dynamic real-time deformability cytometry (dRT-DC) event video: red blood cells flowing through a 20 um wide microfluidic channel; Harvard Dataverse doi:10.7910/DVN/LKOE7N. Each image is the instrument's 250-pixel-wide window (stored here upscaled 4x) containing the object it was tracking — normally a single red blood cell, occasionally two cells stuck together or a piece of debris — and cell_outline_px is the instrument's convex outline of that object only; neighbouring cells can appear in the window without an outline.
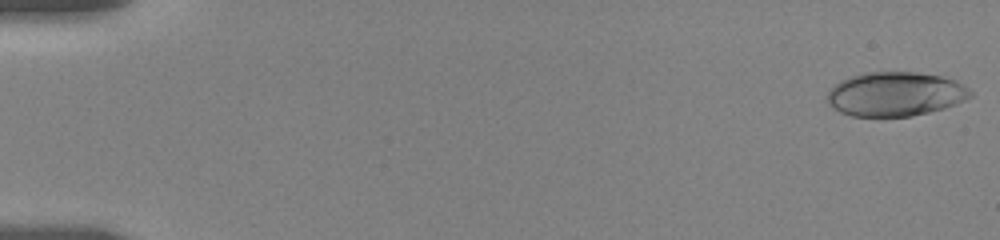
{"species": "human", "species_latin": "Homo sapiens", "temperature_condition": "room temperature", "stored_images_in_passage": 57, "camera_frame_rate_fps": 3000, "um_per_image_px": 0.085, "donor": {"sex": "female"}, "frame": {"image": 1, "passage_image": 1, "time_ms": 0.0, "image_size_px": [1000, 240], "cell_outline_px": [[972, 96], [956, 104], [944, 108], [912, 116], [852, 116], [840, 112], [832, 108], [828, 100], [828, 92], [840, 80], [864, 72], [916, 72], [940, 76], [956, 80], [964, 84], [972, 92]], "centroid_in_image_um": [76.12, 7.99], "position_along_channel_um": 8.9, "area_um2": 36.82}}
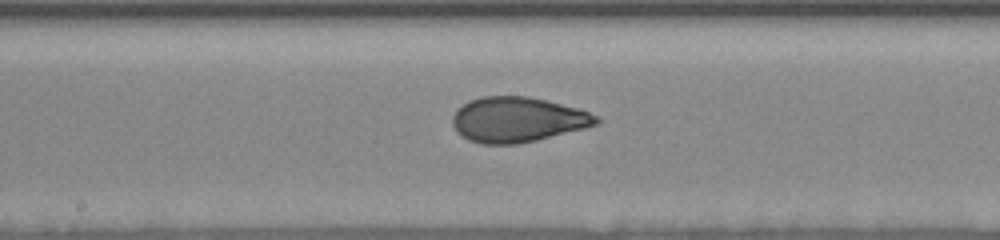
{"frame": {"image": 2, "passage_image": 32, "time_ms": 9.667, "image_size_px": [1000, 240], "cell_outline_px": [[600, 124], [536, 140], [516, 144], [484, 144], [468, 140], [456, 132], [452, 124], [452, 116], [456, 108], [468, 100], [484, 96], [528, 96], [576, 108], [600, 116]], "centroid_in_image_um": [43.95, 10.16], "position_along_channel_um": 204.2, "area_um2": 37.86}}
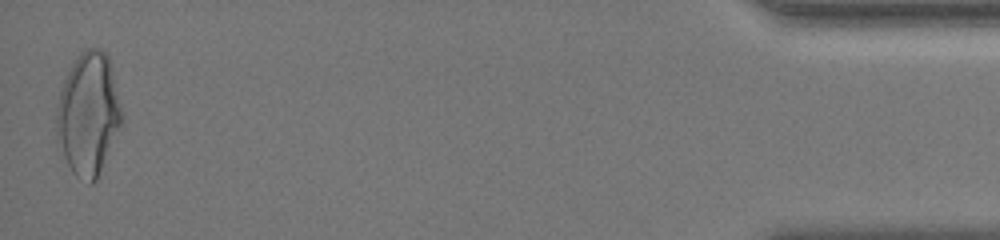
{"frame": {"image": 3, "passage_image": 57, "time_ms": 18.0, "image_size_px": [1000, 240], "cell_outline_px": [[124, 120], [96, 180], [92, 184], [88, 184], [76, 176], [72, 172], [64, 156], [56, 132], [56, 104], [64, 80], [72, 64], [80, 52], [84, 48], [100, 48], [108, 56]], "centroid_in_image_um": [7.51, 9.69], "position_along_channel_um": 427.7, "area_um2": 46.36}, "authors_computed_cell_mechanics": {"area_um2": 37.3966, "velocity_mm_per_s": 3.6352, "shape_relaxation_time_tau1_ms": 4.5443, "shape_relaxation_time_tau2_ms": 0.8987, "deformation_change_tau1": 0.1632, "deformation_change_tau2": 0.0605}}